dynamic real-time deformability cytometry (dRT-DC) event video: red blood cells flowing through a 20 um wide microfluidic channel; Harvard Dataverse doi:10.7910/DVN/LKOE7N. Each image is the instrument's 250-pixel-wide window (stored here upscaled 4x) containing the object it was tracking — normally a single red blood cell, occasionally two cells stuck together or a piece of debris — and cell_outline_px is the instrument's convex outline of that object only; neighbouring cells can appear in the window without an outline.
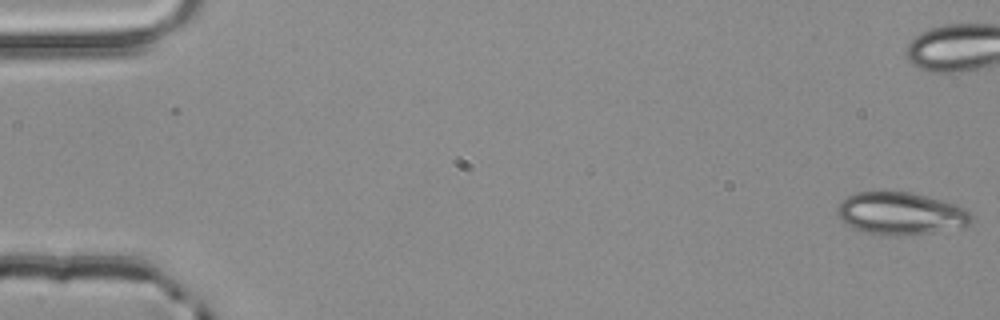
{"species": "common noctule bat (a hibernating species)", "species_latin": "Nyctalus noctula", "temperature_condition": "room temperature", "stored_images_in_passage": 4, "camera_frame_rate_fps": 3000, "um_per_image_px": 0.085, "animal": {"sex": "male", "body_mass_g": 20.4}, "frame": {"image": 1, "passage_image": 1, "time_ms": 0.0, "image_size_px": [1000, 320], "cell_outline_px": [[972, 224], [964, 228], [932, 232], [896, 236], [884, 236], [864, 232], [852, 228], [840, 220], [836, 212], [836, 208], [840, 200], [856, 192], [884, 188], [912, 192], [928, 196], [956, 204], [964, 208], [972, 216]], "centroid_in_image_um": [76.52, 18.11], "position_along_channel_um": 8.5, "area_um2": 34.51}}